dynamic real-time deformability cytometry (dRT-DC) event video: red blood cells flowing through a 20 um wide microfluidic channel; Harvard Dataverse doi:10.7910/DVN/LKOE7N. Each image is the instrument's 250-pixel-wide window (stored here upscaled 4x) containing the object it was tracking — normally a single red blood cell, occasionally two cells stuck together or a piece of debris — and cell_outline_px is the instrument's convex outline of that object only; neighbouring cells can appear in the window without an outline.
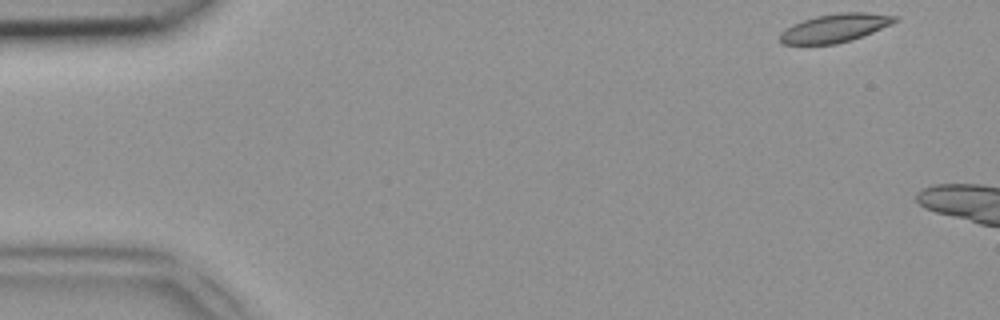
{"species": "common noctule bat (a hibernating species)", "species_latin": "Nyctalus noctula", "temperature_condition": "room temperature", "stored_images_in_passage": 5, "camera_frame_rate_fps": 3000, "um_per_image_px": 0.085, "animal": {"sex": "female", "body_mass_g": 18.4}, "frame": {"image": 1, "passage_image": 1, "time_ms": 0.0, "image_size_px": [1000, 320], "cell_outline_px": [[900, 16], [892, 24], [852, 40], [836, 44], [780, 44], [780, 32], [792, 24], [816, 16], [840, 12], [864, 12]], "centroid_in_image_um": [70.97, 2.38], "position_along_channel_um": 14.0, "area_um2": 19.02}}